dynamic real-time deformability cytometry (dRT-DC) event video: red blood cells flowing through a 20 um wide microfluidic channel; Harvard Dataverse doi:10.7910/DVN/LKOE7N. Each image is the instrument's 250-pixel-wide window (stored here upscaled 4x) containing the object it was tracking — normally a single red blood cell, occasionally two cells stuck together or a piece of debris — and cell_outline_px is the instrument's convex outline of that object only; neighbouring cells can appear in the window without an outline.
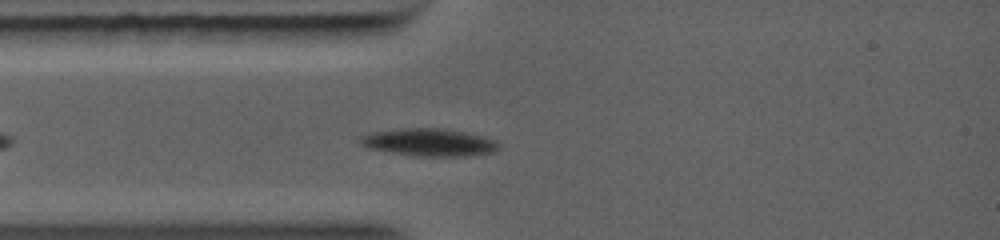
{"species": "common noctule bat (a hibernating species)", "species_latin": "Nyctalus noctula", "temperature_condition": "warm", "stored_images_in_passage": 31, "camera_frame_rate_fps": 5000, "um_per_image_px": 0.085, "animal": {"sex": "female", "body_mass_g": 19.0, "forearm_length_mm": 56.7}, "frame": {"image": 1, "passage_image": 3, "time_ms": 1.0, "image_size_px": [1000, 240], "cell_outline_px": [[492, 148], [480, 152], [404, 152], [380, 148], [368, 144], [364, 140], [368, 136], [380, 132], [416, 128], [428, 128], [460, 132], [476, 136], [488, 140], [492, 144]], "centroid_in_image_um": [36.4, 11.99], "position_along_channel_um": 48.6, "area_um2": 17.11}}
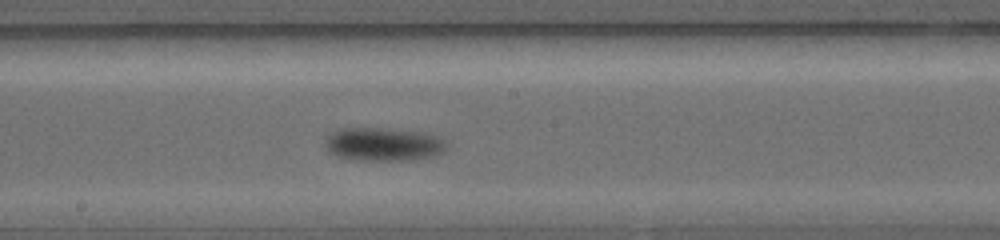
{"frame": {"image": 2, "passage_image": 12, "time_ms": 4.6, "image_size_px": [1000, 240], "cell_outline_px": [[436, 148], [424, 152], [396, 156], [368, 156], [340, 152], [332, 144], [332, 140], [336, 132], [356, 128], [360, 128], [424, 136], [432, 140], [436, 144]], "centroid_in_image_um": [32.34, 12.15], "position_along_channel_um": 215.9, "area_um2": 15.9}}
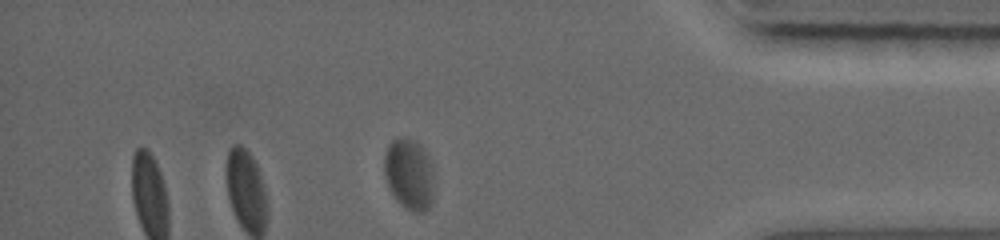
{"frame": {"image": 3, "passage_image": 28, "time_ms": 9.2, "image_size_px": [1000, 240], "cell_outline_px": [[428, 204], [424, 208], [408, 208], [400, 204], [392, 192], [388, 184], [384, 172], [384, 156], [388, 144], [392, 140], [408, 140], [420, 144], [424, 152], [428, 164]], "centroid_in_image_um": [34.62, 14.71], "position_along_channel_um": 400.6, "area_um2": 18.15}}